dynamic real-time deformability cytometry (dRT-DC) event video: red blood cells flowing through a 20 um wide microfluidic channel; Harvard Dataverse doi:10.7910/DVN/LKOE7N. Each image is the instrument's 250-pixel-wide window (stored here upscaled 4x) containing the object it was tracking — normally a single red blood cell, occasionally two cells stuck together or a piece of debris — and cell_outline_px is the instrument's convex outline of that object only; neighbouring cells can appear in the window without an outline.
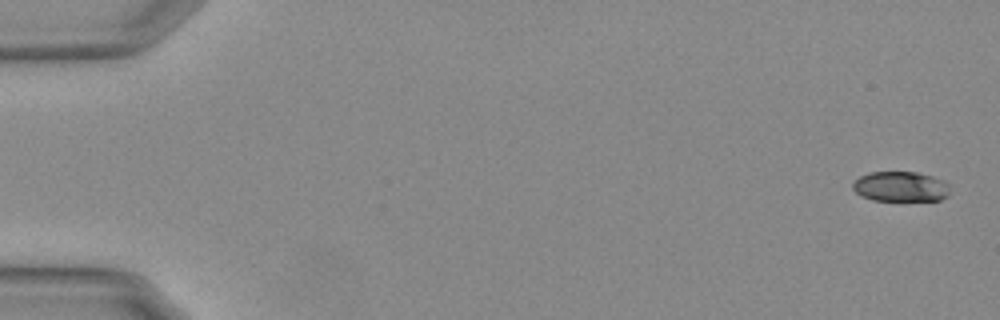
{"species": "Egyptian fruit bat (a non-hibernating species)", "species_latin": "Rousettus aegyptiacus", "temperature_condition": "warm", "stored_images_in_passage": 55, "camera_frame_rate_fps": 3000, "um_per_image_px": 0.085, "animal": {"sex": "female"}, "frame": {"image": 1, "passage_image": 1, "time_ms": 0.0, "image_size_px": [1000, 320], "cell_outline_px": [[948, 196], [940, 200], [872, 200], [860, 196], [852, 188], [852, 184], [860, 176], [872, 172], [916, 172], [932, 176], [944, 180], [948, 184]], "centroid_in_image_um": [76.54, 15.86], "position_along_channel_um": 8.5, "area_um2": 16.99}}
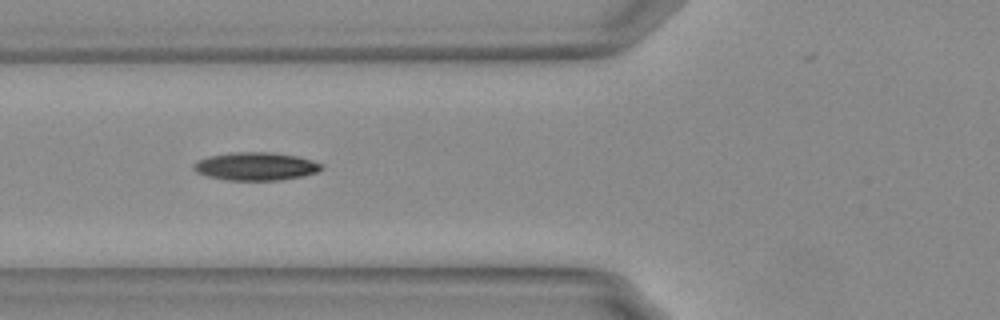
{"frame": {"image": 2, "passage_image": 21, "time_ms": 6.667, "image_size_px": [1000, 320], "cell_outline_px": [[324, 168], [316, 172], [300, 176], [276, 180], [228, 180], [208, 176], [196, 172], [192, 168], [192, 164], [196, 160], [208, 156], [232, 152], [272, 152], [296, 156], [312, 160], [324, 164]], "centroid_in_image_um": [21.71, 14.12], "position_along_channel_um": 104.1, "area_um2": 20.92}}
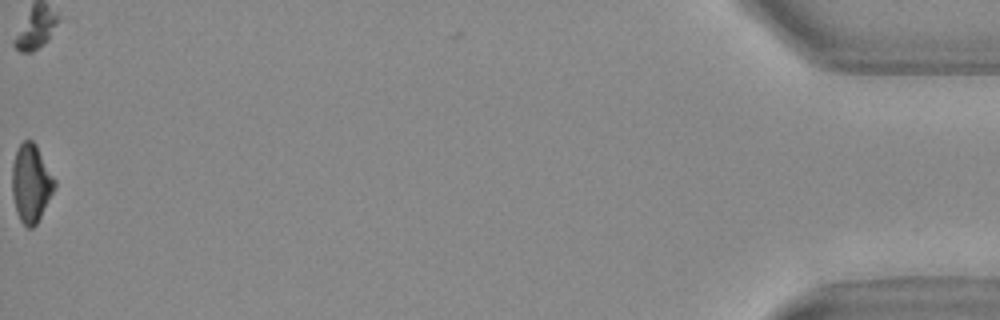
{"frame": {"image": 3, "passage_image": 55, "time_ms": 18.0, "image_size_px": [1000, 320], "cell_outline_px": [[56, 184], [36, 224], [32, 228], [28, 228], [20, 220], [16, 212], [12, 196], [12, 164], [16, 152], [20, 144], [24, 140], [32, 140], [36, 144], [56, 180]], "centroid_in_image_um": [2.62, 15.56], "position_along_channel_um": 432.6, "area_um2": 19.13}, "authors_computed_cell_mechanics": {"area_um2": 19.5942, "velocity_mm_per_s": 3.7703, "shape_relaxation_time_tau1_ms": 5.9706, "shape_relaxation_time_tau2_ms": null, "deformation_change_tau1": 0.1716, "deformation_change_tau2": null}}